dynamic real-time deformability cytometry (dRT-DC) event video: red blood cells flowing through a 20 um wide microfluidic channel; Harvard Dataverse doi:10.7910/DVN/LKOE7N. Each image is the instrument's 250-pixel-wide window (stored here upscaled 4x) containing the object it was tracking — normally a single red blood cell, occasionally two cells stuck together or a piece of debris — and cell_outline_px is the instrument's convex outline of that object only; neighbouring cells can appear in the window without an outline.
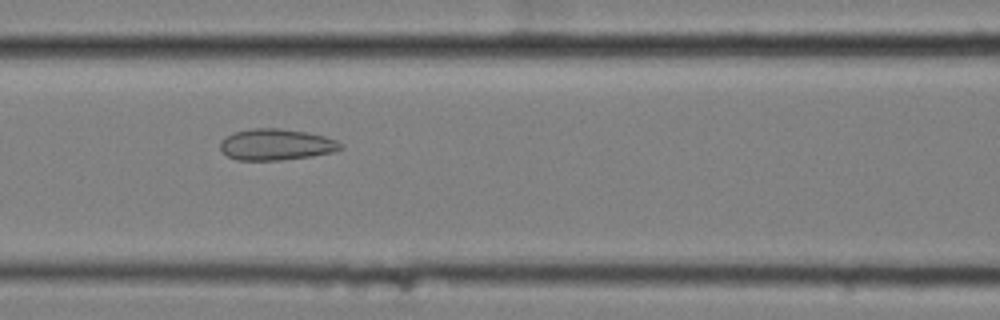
{"species": "common noctule bat (a hibernating species)", "species_latin": "Nyctalus noctula", "temperature_condition": "cold", "stored_images_in_passage": 12, "camera_frame_rate_fps": 3000, "um_per_image_px": 0.085, "animal": {"sex": "female", "body_mass_g": 25.1}, "frame": {"image": 1, "passage_image": 4, "time_ms": 1.0, "image_size_px": [1000, 320], "cell_outline_px": [[344, 148], [332, 152], [312, 156], [280, 160], [236, 160], [228, 156], [220, 148], [220, 140], [224, 136], [232, 132], [252, 128], [280, 128], [308, 132], [324, 136], [336, 140], [344, 144]], "centroid_in_image_um": [23.47, 12.27], "position_along_channel_um": 143.1, "area_um2": 22.2}}
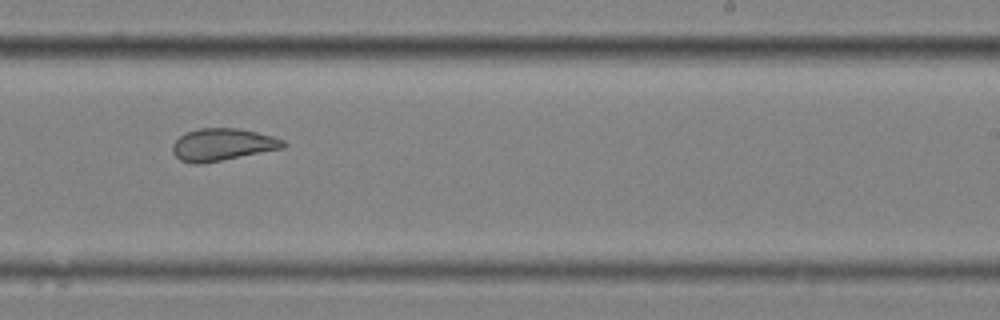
{"frame": {"image": 2, "passage_image": 7, "time_ms": 2.0, "image_size_px": [1000, 320], "cell_outline_px": [[288, 144], [284, 148], [200, 164], [192, 164], [180, 160], [172, 152], [172, 144], [180, 136], [188, 132], [200, 128], [240, 128], [272, 136], [284, 140]], "centroid_in_image_um": [18.91, 12.29], "position_along_channel_um": 270.1, "area_um2": 20.75}}
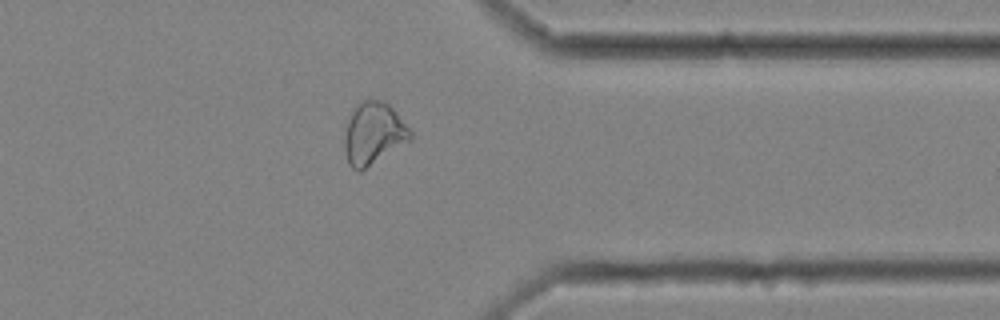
{"frame": {"image": 3, "passage_image": 10, "time_ms": 3.0, "image_size_px": [1000, 320], "cell_outline_px": [[412, 140], [360, 172], [352, 168], [348, 164], [344, 148], [344, 120], [352, 108], [364, 100], [380, 100], [388, 104], [396, 112], [412, 132]], "centroid_in_image_um": [31.7, 11.35], "position_along_channel_um": 379.7, "area_um2": 24.33}}